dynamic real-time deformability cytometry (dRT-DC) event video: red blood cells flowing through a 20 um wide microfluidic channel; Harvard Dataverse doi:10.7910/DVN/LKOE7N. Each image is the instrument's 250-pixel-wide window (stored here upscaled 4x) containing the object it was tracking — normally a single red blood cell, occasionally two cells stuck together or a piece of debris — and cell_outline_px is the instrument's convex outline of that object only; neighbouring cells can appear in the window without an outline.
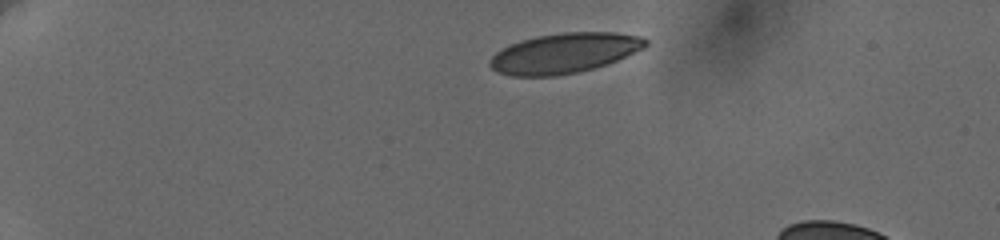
{"species": "human", "species_latin": "Homo sapiens", "temperature_condition": "cold", "stored_images_in_passage": 7, "camera_frame_rate_fps": 3000, "um_per_image_px": 0.085, "donor": {"sex": "female"}, "frame": {"image": 1, "passage_image": 1, "time_ms": 0.0, "image_size_px": [1000, 240], "cell_outline_px": [[648, 44], [644, 48], [608, 64], [576, 72], [556, 76], [512, 76], [496, 72], [488, 64], [488, 60], [496, 52], [520, 40], [536, 36], [560, 32], [616, 32], [640, 36], [648, 40]], "centroid_in_image_um": [47.96, 4.51], "position_along_channel_um": 37.0, "area_um2": 36.41}}
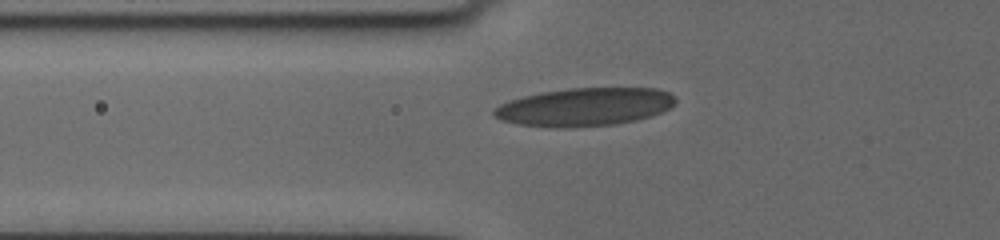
{"frame": {"image": 2, "passage_image": 6, "time_ms": 3.333, "image_size_px": [1000, 240], "cell_outline_px": [[676, 100], [668, 108], [652, 116], [636, 120], [616, 124], [556, 128], [520, 124], [500, 120], [492, 116], [492, 108], [508, 100], [540, 92], [568, 88], [656, 88], [668, 92], [676, 96]], "centroid_in_image_um": [49.65, 9.08], "position_along_channel_um": 76.2, "area_um2": 40.46}}